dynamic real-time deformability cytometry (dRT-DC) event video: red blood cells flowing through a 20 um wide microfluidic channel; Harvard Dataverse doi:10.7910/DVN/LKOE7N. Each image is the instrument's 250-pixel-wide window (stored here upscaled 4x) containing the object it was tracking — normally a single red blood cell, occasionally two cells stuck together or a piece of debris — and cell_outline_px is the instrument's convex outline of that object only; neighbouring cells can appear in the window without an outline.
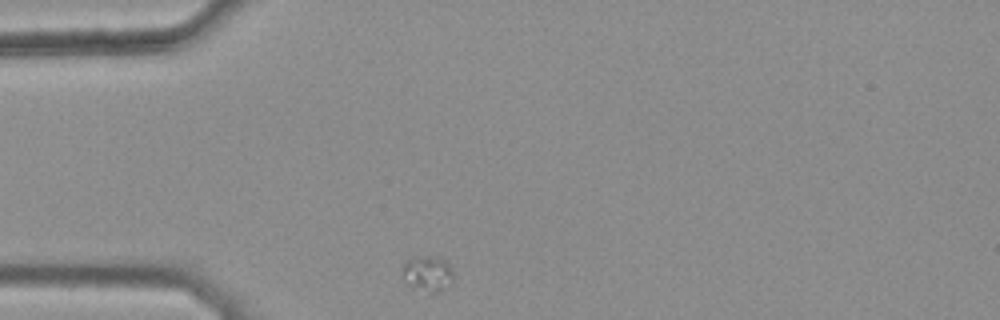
{"species": "common noctule bat (a hibernating species)", "species_latin": "Nyctalus noctula", "temperature_condition": "warm", "stored_images_in_passage": 30, "camera_frame_rate_fps": 3000, "um_per_image_px": 0.085, "animal": {"sex": "female", "body_mass_g": 25.1}, "frame": {"image": 1, "passage_image": 1, "time_ms": 0.0, "image_size_px": [1000, 320], "cell_outline_px": [[452, 284], [436, 292], [428, 292], [412, 288], [400, 276], [400, 272], [404, 264], [408, 260], [416, 256], [440, 256], [452, 268]], "centroid_in_image_um": [36.31, 23.24], "position_along_channel_um": 48.7, "area_um2": 10.81}}